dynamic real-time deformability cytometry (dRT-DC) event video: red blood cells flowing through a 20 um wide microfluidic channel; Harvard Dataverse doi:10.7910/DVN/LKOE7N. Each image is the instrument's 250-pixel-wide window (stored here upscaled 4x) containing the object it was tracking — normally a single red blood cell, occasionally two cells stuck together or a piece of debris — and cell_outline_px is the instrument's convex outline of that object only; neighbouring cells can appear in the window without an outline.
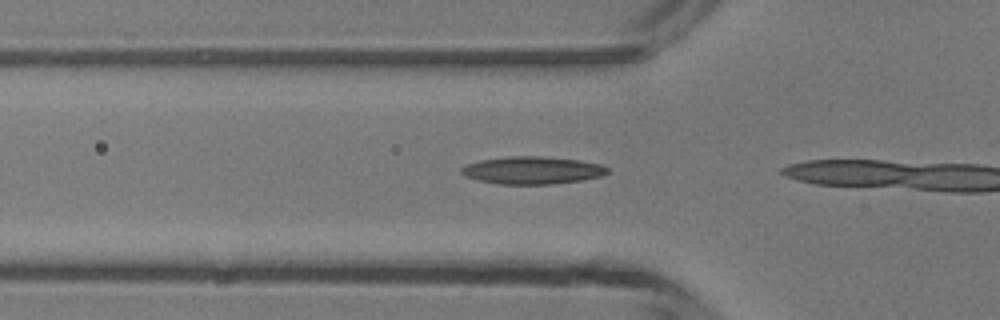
{"species": "common noctule bat (a hibernating species)", "species_latin": "Nyctalus noctula", "temperature_condition": "room temperature", "stored_images_in_passage": 4, "camera_frame_rate_fps": 3000, "um_per_image_px": 0.085, "animal": {"sex": "male", "body_mass_g": 13.3}, "frame": {"image": 1, "passage_image": 2, "time_ms": 0.333, "image_size_px": [1000, 320], "cell_outline_px": [[608, 172], [604, 176], [580, 180], [552, 184], [500, 184], [480, 180], [464, 176], [460, 172], [460, 168], [468, 164], [480, 160], [508, 156], [540, 156], [580, 160], [600, 164], [608, 168]], "centroid_in_image_um": [45.25, 14.47], "position_along_channel_um": 80.5, "area_um2": 23.41}}